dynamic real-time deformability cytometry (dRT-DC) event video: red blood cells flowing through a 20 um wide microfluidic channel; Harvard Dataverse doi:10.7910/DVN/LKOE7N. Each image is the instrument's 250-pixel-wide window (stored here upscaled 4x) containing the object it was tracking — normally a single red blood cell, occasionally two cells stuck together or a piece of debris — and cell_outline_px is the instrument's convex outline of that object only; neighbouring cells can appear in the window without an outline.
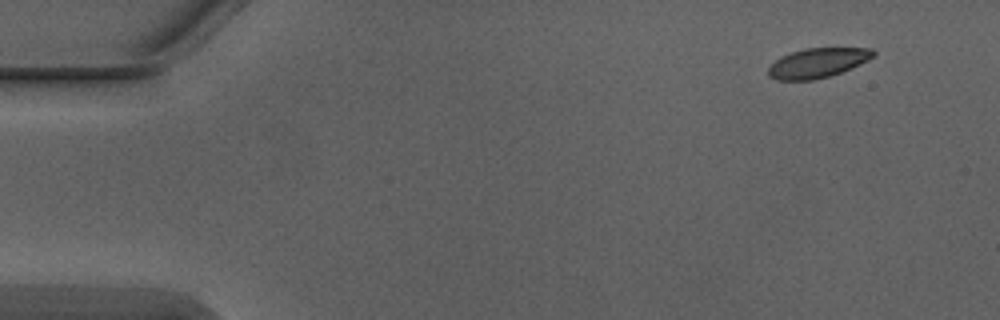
{"species": "Egyptian fruit bat (a non-hibernating species)", "species_latin": "Rousettus aegyptiacus", "temperature_condition": "warm", "stored_images_in_passage": 4, "camera_frame_rate_fps": 3000, "um_per_image_px": 0.085, "animal": {"sex": "male"}, "frame": {"image": 1, "passage_image": 1, "time_ms": 0.0, "image_size_px": [1000, 320], "cell_outline_px": [[876, 56], [852, 68], [828, 76], [812, 80], [776, 80], [768, 76], [768, 68], [780, 56], [804, 48], [872, 48], [876, 52]], "centroid_in_image_um": [69.51, 5.34], "position_along_channel_um": 15.5, "area_um2": 18.15}}
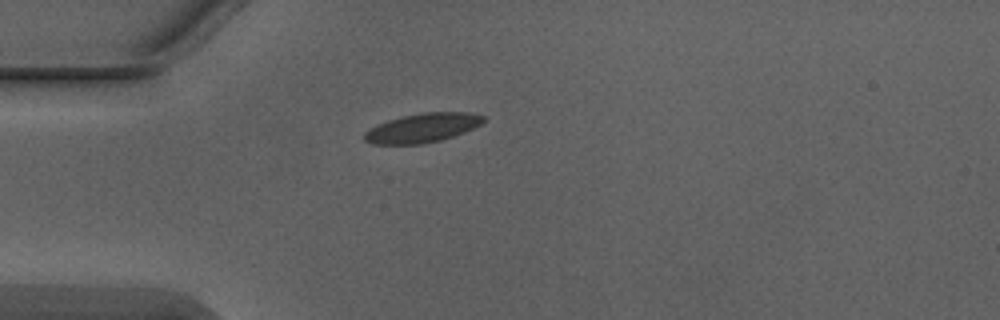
{"frame": {"image": 2, "passage_image": 4, "time_ms": 1.0, "image_size_px": [1000, 320], "cell_outline_px": [[484, 120], [480, 124], [464, 132], [440, 140], [420, 144], [372, 144], [364, 140], [364, 132], [368, 128], [376, 124], [388, 120], [404, 116], [424, 112], [468, 112], [484, 116]], "centroid_in_image_um": [35.85, 10.87], "position_along_channel_um": 49.1, "area_um2": 20.06}}